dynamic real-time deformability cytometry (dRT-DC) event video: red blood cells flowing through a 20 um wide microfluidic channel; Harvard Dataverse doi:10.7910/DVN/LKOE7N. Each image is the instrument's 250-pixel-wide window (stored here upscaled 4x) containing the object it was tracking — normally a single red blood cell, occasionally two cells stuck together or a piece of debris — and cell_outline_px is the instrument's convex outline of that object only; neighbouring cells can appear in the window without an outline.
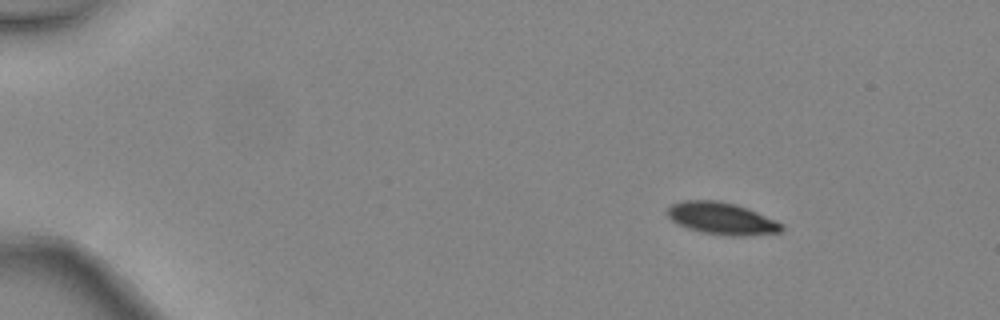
{"species": "common noctule bat (a hibernating species)", "species_latin": "Nyctalus noctula", "temperature_condition": "warm", "stored_images_in_passage": 5, "camera_frame_rate_fps": 3000, "um_per_image_px": 0.085, "animal": {"sex": "female", "body_mass_g": 24.6, "forearm_length_mm": 56.2}, "frame": {"image": 1, "passage_image": 2, "time_ms": 0.333, "image_size_px": [1000, 320], "cell_outline_px": [[784, 228], [780, 232], [744, 236], [728, 236], [700, 232], [676, 224], [668, 216], [668, 208], [672, 204], [684, 200], [720, 200], [736, 204], [748, 208], [776, 220], [784, 224]], "centroid_in_image_um": [61.37, 18.57], "position_along_channel_um": 23.6, "area_um2": 21.56}}
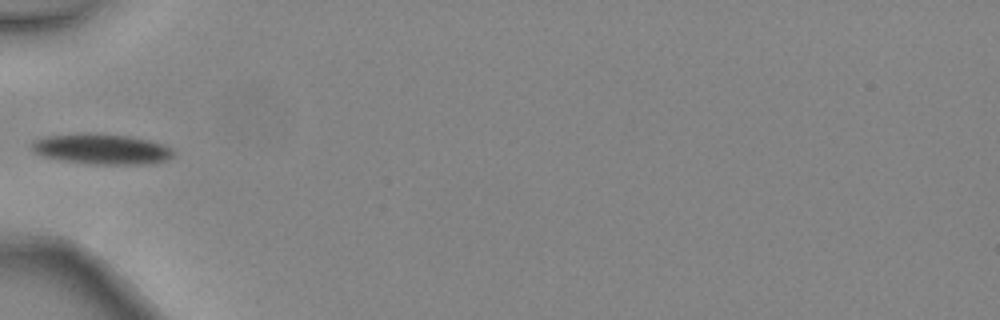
{"frame": {"image": 2, "passage_image": 5, "time_ms": 1.333, "image_size_px": [1000, 320], "cell_outline_px": [[172, 156], [168, 160], [148, 164], [88, 164], [60, 160], [40, 156], [32, 152], [32, 144], [36, 140], [44, 136], [84, 132], [88, 132], [128, 136], [148, 140], [172, 148]], "centroid_in_image_um": [8.58, 12.67], "position_along_channel_um": 76.4, "area_um2": 25.32}}